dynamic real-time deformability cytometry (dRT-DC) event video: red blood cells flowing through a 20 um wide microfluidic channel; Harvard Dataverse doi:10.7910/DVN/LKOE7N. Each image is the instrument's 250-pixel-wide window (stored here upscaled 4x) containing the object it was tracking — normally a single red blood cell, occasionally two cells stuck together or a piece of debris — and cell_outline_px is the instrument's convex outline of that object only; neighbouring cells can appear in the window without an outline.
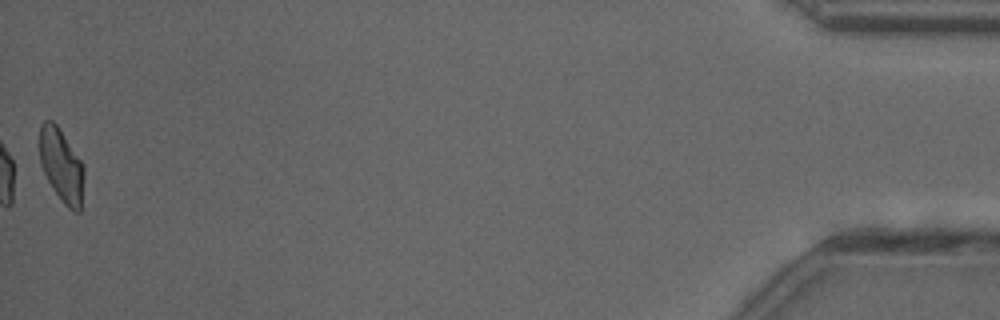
{"species": "common noctule bat (a hibernating species)", "species_latin": "Nyctalus noctula", "temperature_condition": "cold", "stored_images_in_passage": 51, "camera_frame_rate_fps": 3000, "um_per_image_px": 0.085, "animal": {"sex": "female"}, "frame": {"image": 1, "passage_image": 51, "time_ms": 16.667, "image_size_px": [1000, 320], "cell_outline_px": [[84, 176], [80, 212], [76, 212], [68, 208], [64, 204], [52, 188], [40, 164], [40, 124], [44, 120], [52, 120], [56, 124], [84, 164]], "centroid_in_image_um": [5.23, 14.06], "position_along_channel_um": 430.0, "area_um2": 18.96}, "authors_computed_cell_mechanics": {"area_um2": 20.23, "velocity_mm_per_s": 4.0122, "shape_relaxation_time_tau1_ms": 8.5973, "shape_relaxation_time_tau2_ms": 2.1584, "deformation_change_tau1": 0.1784, "deformation_change_tau2": 0.0842}}